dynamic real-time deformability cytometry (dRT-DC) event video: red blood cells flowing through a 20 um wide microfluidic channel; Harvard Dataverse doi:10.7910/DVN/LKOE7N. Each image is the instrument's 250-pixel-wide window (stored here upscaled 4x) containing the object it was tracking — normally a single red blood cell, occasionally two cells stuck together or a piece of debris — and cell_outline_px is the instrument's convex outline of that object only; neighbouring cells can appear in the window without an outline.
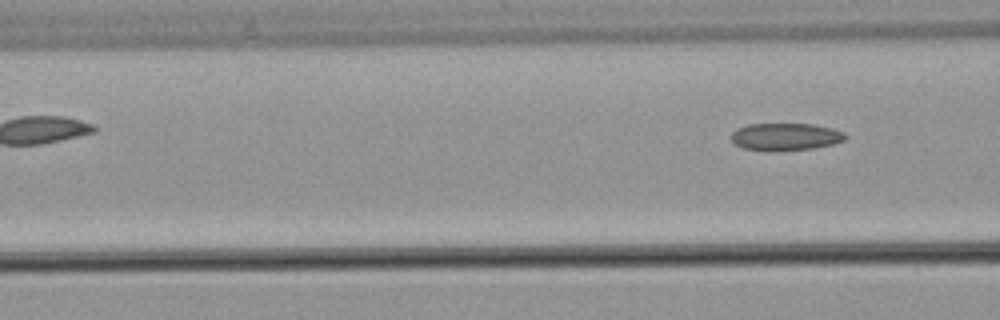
{"species": "common noctule bat (a hibernating species)", "species_latin": "Nyctalus noctula", "temperature_condition": "warm", "stored_images_in_passage": 4, "camera_frame_rate_fps": 3000, "um_per_image_px": 0.085, "animal": {"sex": "male", "body_mass_g": 21.5, "forearm_length_mm": 52.0}, "frame": {"image": 1, "passage_image": 4, "time_ms": 3.667, "image_size_px": [1000, 320], "cell_outline_px": [[848, 136], [844, 140], [832, 144], [812, 148], [744, 148], [736, 144], [732, 140], [732, 132], [736, 128], [748, 124], [812, 124], [832, 128], [844, 132]], "centroid_in_image_um": [66.81, 11.56], "position_along_channel_um": 99.8, "area_um2": 17.28}}